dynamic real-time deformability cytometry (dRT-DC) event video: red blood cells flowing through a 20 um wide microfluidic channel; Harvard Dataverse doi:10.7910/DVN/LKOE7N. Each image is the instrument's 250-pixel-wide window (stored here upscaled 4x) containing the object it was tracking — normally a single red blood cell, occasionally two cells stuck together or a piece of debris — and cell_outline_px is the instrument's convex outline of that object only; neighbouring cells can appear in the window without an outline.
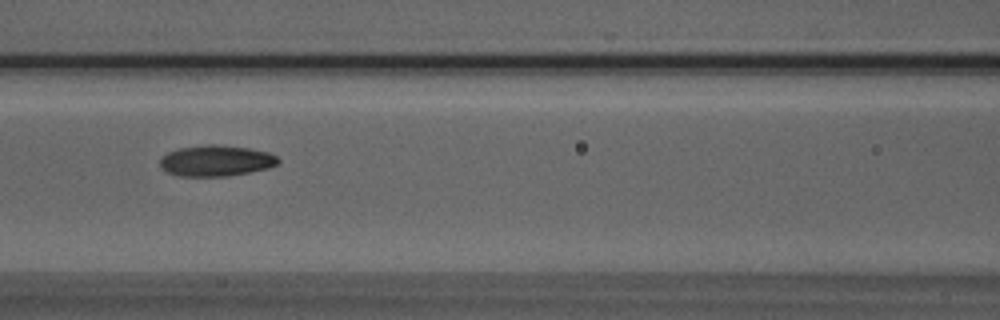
{"species": "Egyptian fruit bat (a non-hibernating species)", "species_latin": "Rousettus aegyptiacus", "temperature_condition": "room temperature", "stored_images_in_passage": 45, "camera_frame_rate_fps": 3000, "um_per_image_px": 0.085, "animal": {"sex": "male"}, "frame": {"image": 1, "passage_image": 16, "time_ms": 5.0, "image_size_px": [1000, 320], "cell_outline_px": [[280, 160], [276, 164], [268, 168], [248, 172], [224, 176], [180, 176], [168, 172], [160, 164], [160, 156], [168, 152], [180, 148], [208, 144], [216, 144], [248, 148], [268, 152], [276, 156]], "centroid_in_image_um": [18.35, 13.65], "position_along_channel_um": 148.2, "area_um2": 21.1}}
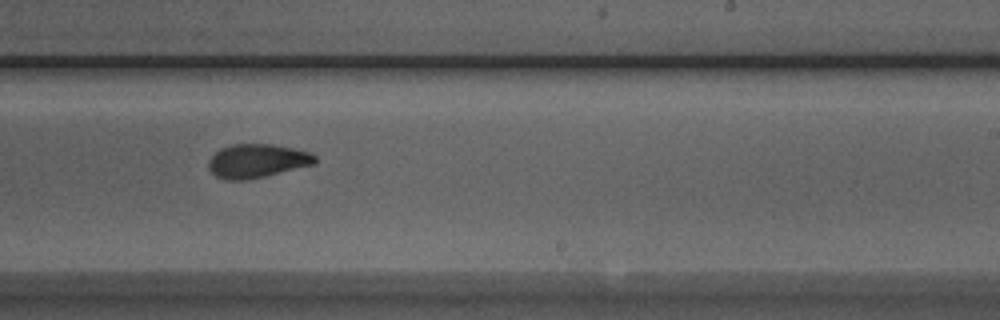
{"frame": {"image": 2, "passage_image": 25, "time_ms": 8.0, "image_size_px": [1000, 320], "cell_outline_px": [[316, 164], [264, 176], [244, 180], [224, 180], [216, 176], [208, 168], [208, 160], [220, 148], [228, 144], [272, 144], [292, 148], [308, 152], [316, 156]], "centroid_in_image_um": [21.82, 13.67], "position_along_channel_um": 267.2, "area_um2": 20.92}}
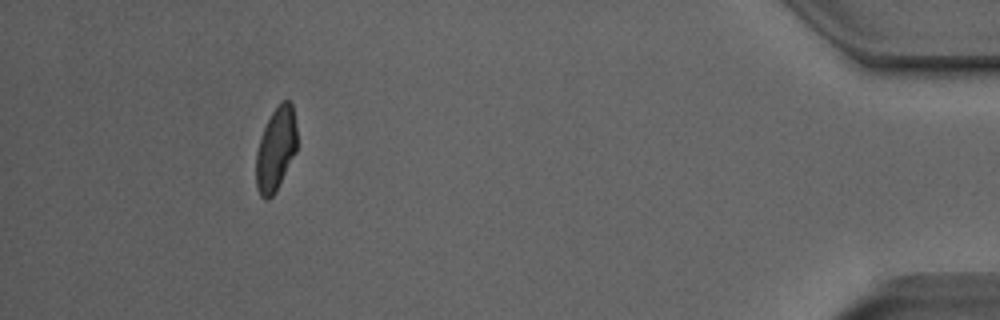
{"frame": {"image": 3, "passage_image": 41, "time_ms": 13.333, "image_size_px": [1000, 320], "cell_outline_px": [[296, 152], [276, 192], [268, 200], [264, 200], [260, 196], [256, 188], [256, 152], [264, 128], [272, 112], [280, 100], [288, 100], [292, 104], [296, 128]], "centroid_in_image_um": [23.44, 12.71], "position_along_channel_um": 411.8, "area_um2": 20.0}, "authors_computed_cell_mechanics": {"area_um2": 20.808, "velocity_mm_per_s": 3.9746, "shape_relaxation_time_tau1_ms": 4.6647, "shape_relaxation_time_tau2_ms": 2.387, "deformation_change_tau1": 0.1689, "deformation_change_tau2": 0.0832}}